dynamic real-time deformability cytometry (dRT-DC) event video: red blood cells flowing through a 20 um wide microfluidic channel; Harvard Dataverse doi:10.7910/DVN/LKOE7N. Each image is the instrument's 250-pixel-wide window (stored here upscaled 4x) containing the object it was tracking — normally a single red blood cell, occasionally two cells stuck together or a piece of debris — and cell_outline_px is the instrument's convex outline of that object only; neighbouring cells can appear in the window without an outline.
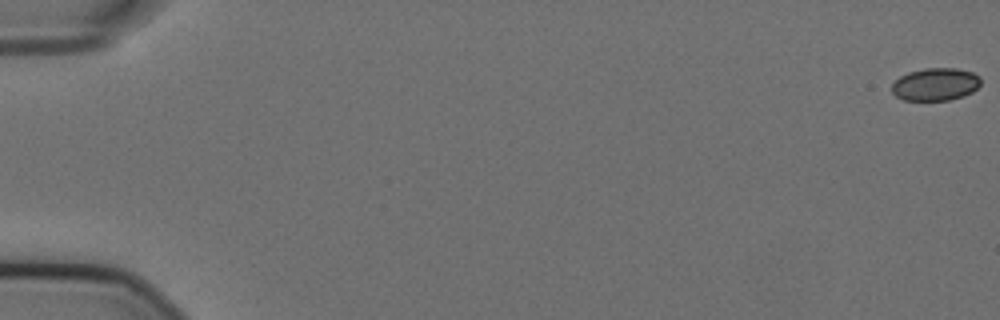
{"species": "Egyptian fruit bat (a non-hibernating species)", "species_latin": "Rousettus aegyptiacus", "temperature_condition": "cold", "stored_images_in_passage": 8, "camera_frame_rate_fps": 3000, "um_per_image_px": 0.085, "animal": {"sex": "female"}, "frame": {"image": 1, "passage_image": 1, "time_ms": 0.0, "image_size_px": [1000, 320], "cell_outline_px": [[980, 84], [972, 92], [964, 96], [948, 100], [904, 100], [896, 96], [892, 92], [892, 84], [900, 76], [908, 72], [924, 68], [956, 68], [972, 72], [980, 76]], "centroid_in_image_um": [79.51, 7.16], "position_along_channel_um": 5.5, "area_um2": 16.94}}